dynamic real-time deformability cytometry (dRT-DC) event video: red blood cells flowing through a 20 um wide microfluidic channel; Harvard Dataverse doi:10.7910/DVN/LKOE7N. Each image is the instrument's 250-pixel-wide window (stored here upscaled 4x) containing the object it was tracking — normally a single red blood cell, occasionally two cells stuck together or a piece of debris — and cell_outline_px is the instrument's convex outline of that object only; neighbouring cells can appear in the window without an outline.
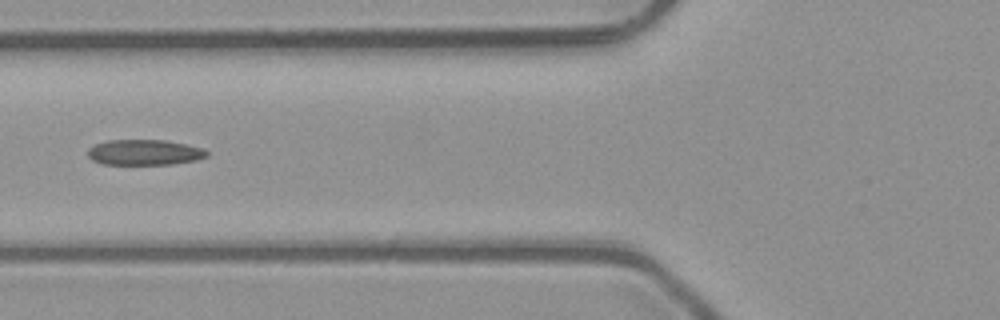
{"species": "common noctule bat (a hibernating species)", "species_latin": "Nyctalus noctula", "temperature_condition": "room temperature", "stored_images_in_passage": 6, "camera_frame_rate_fps": 3000, "um_per_image_px": 0.085, "animal": {"sex": "male", "body_mass_g": 23.1, "forearm_length_mm": 52.7}, "frame": {"image": 1, "passage_image": 6, "time_ms": 1.667, "image_size_px": [1000, 320], "cell_outline_px": [[208, 156], [196, 160], [172, 164], [104, 164], [92, 160], [88, 156], [88, 148], [96, 144], [108, 140], [164, 140], [204, 148], [208, 152]], "centroid_in_image_um": [12.28, 12.95], "position_along_channel_um": 113.5, "area_um2": 17.63}}